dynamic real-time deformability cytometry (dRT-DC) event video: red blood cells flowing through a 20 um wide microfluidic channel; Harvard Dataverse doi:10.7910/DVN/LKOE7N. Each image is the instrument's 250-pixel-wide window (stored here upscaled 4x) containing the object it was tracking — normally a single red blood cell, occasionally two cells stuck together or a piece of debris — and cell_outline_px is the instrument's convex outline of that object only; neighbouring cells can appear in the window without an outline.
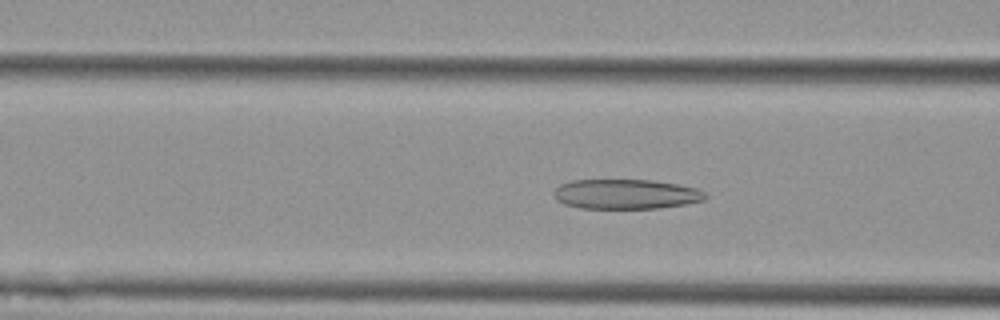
{"species": "Egyptian fruit bat (a non-hibernating species)", "species_latin": "Rousettus aegyptiacus", "temperature_condition": "cold", "stored_images_in_passage": 55, "camera_frame_rate_fps": 3000, "um_per_image_px": 0.085, "animal": {"sex": "female"}, "frame": {"image": 1, "passage_image": 21, "time_ms": 6.667, "image_size_px": [1000, 320], "cell_outline_px": [[708, 196], [704, 200], [684, 204], [660, 208], [580, 208], [564, 204], [556, 200], [552, 192], [560, 184], [572, 180], [652, 180], [676, 184], [696, 188], [704, 192]], "centroid_in_image_um": [53.17, 16.5], "position_along_channel_um": 113.4, "area_um2": 26.3}}
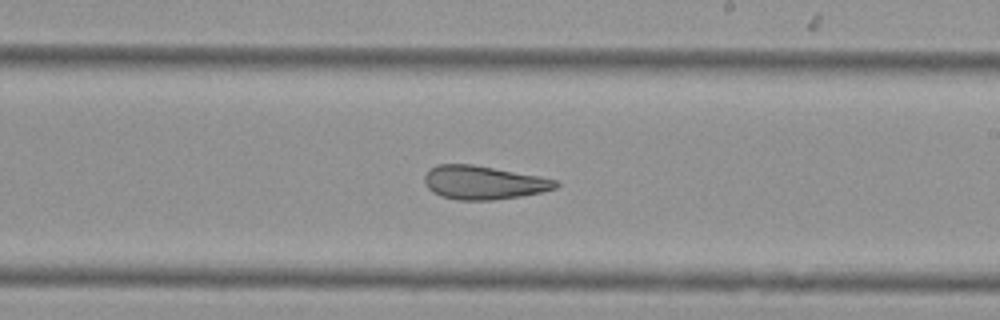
{"frame": {"image": 2, "passage_image": 32, "time_ms": 10.333, "image_size_px": [1000, 320], "cell_outline_px": [[560, 184], [556, 188], [540, 192], [520, 196], [492, 200], [456, 200], [440, 196], [432, 192], [424, 184], [424, 176], [436, 164], [472, 164], [540, 176], [556, 180]], "centroid_in_image_um": [41.07, 15.52], "position_along_channel_um": 247.9, "area_um2": 25.66}}
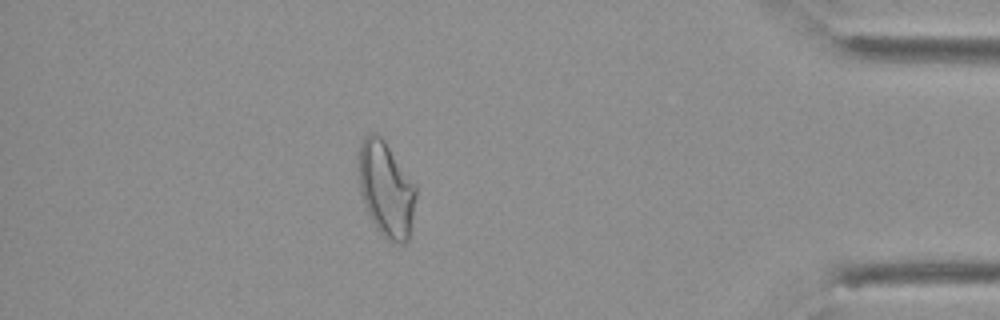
{"frame": {"image": 3, "passage_image": 48, "time_ms": 15.667, "image_size_px": [1000, 320], "cell_outline_px": [[416, 196], [408, 240], [404, 244], [392, 244], [376, 228], [364, 204], [360, 192], [356, 164], [356, 156], [360, 144], [364, 136], [368, 132], [376, 132], [384, 140], [416, 184]], "centroid_in_image_um": [32.78, 16.03], "position_along_channel_um": 402.4, "area_um2": 32.43}}